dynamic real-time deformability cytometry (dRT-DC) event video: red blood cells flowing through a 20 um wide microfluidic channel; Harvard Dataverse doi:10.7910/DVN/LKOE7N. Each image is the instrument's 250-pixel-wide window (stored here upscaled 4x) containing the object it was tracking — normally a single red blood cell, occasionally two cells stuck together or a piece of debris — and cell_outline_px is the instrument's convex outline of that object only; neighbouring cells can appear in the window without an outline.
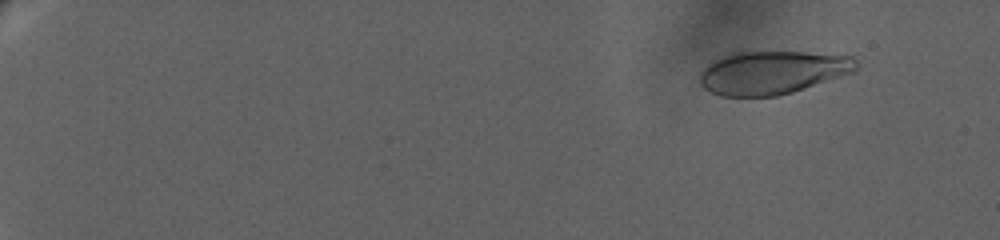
{"species": "human", "species_latin": "Homo sapiens", "temperature_condition": "warm", "stored_images_in_passage": 22, "camera_frame_rate_fps": 3000, "um_per_image_px": 0.085, "donor": {"sex": "female"}, "frame": {"image": 1, "passage_image": 2, "time_ms": 0.333, "image_size_px": [1000, 240], "cell_outline_px": [[856, 72], [792, 92], [776, 96], [720, 96], [704, 88], [700, 84], [700, 72], [708, 64], [732, 52], [804, 52], [852, 56], [856, 60]], "centroid_in_image_um": [65.66, 6.16], "position_along_channel_um": 19.3, "area_um2": 39.3}}
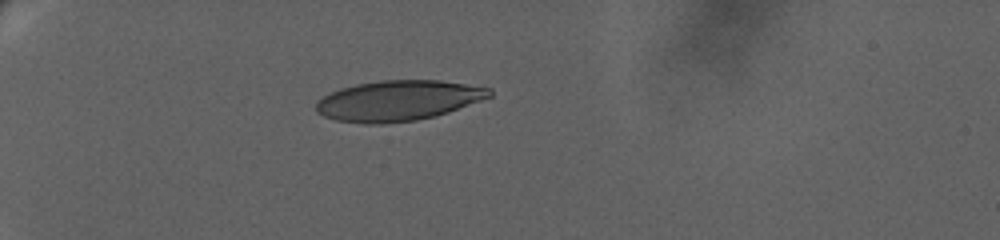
{"frame": {"image": 2, "passage_image": 13, "time_ms": 5.667, "image_size_px": [1000, 240], "cell_outline_px": [[492, 96], [448, 112], [436, 116], [416, 120], [384, 124], [364, 124], [336, 120], [324, 116], [316, 112], [316, 100], [340, 88], [356, 84], [380, 80], [440, 80], [492, 88]], "centroid_in_image_um": [33.83, 8.55], "position_along_channel_um": 51.2, "area_um2": 40.92}}
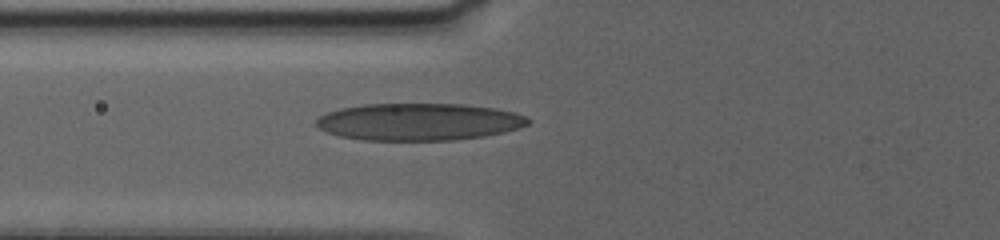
{"frame": {"image": 3, "passage_image": 22, "time_ms": 8.333, "image_size_px": [1000, 240], "cell_outline_px": [[532, 120], [528, 124], [504, 132], [484, 136], [452, 140], [360, 140], [340, 136], [328, 132], [320, 128], [316, 124], [316, 120], [324, 112], [340, 108], [364, 104], [464, 104], [492, 108], [512, 112], [524, 116]], "centroid_in_image_um": [35.56, 10.35], "position_along_channel_um": 90.2, "area_um2": 45.78}}